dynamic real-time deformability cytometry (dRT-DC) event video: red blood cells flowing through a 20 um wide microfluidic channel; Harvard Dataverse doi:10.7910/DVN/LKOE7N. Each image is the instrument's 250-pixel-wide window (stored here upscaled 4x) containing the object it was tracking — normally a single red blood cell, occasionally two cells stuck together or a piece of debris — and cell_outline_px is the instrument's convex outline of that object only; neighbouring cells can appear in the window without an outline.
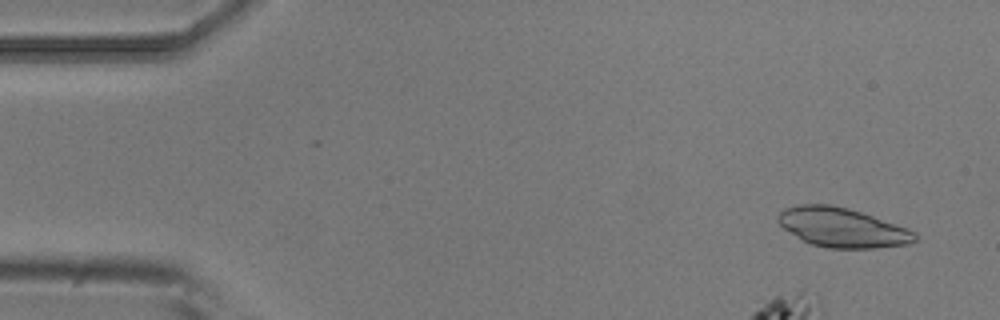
{"species": "common noctule bat (a hibernating species)", "species_latin": "Nyctalus noctula", "temperature_condition": "room temperature", "stored_images_in_passage": 4, "camera_frame_rate_fps": 3000, "um_per_image_px": 0.085, "animal": {"sex": "male", "body_mass_g": 20.5, "forearm_length_mm": 52.5}, "frame": {"image": 1, "passage_image": 1, "time_ms": 0.0, "image_size_px": [1000, 320], "cell_outline_px": [[916, 240], [908, 244], [876, 248], [828, 248], [812, 244], [800, 240], [784, 228], [776, 220], [776, 216], [784, 208], [800, 204], [828, 204], [848, 208], [908, 228], [916, 232]], "centroid_in_image_um": [71.56, 19.34], "position_along_channel_um": 13.4, "area_um2": 31.39}}